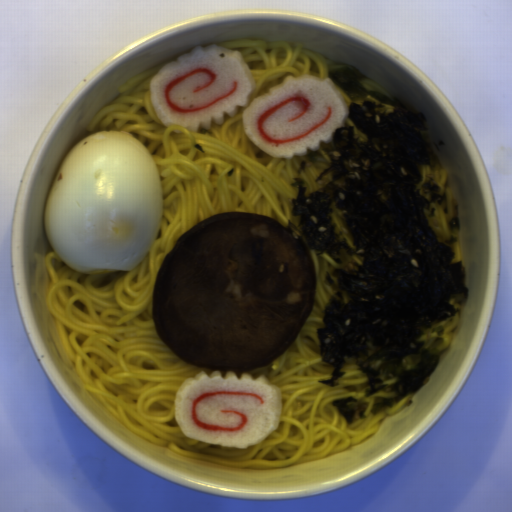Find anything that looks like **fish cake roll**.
<instances>
[{
	"label": "fish cake roll",
	"instance_id": "fish-cake-roll-1",
	"mask_svg": "<svg viewBox=\"0 0 512 512\" xmlns=\"http://www.w3.org/2000/svg\"><path fill=\"white\" fill-rule=\"evenodd\" d=\"M149 88L163 127L211 129L243 109V131L279 159L317 153L334 140L338 129L346 128L349 113L335 86L323 79L289 75L252 99L257 80L245 57L216 44L195 46L168 61L153 75Z\"/></svg>",
	"mask_w": 512,
	"mask_h": 512
},
{
	"label": "fish cake roll",
	"instance_id": "fish-cake-roll-2",
	"mask_svg": "<svg viewBox=\"0 0 512 512\" xmlns=\"http://www.w3.org/2000/svg\"><path fill=\"white\" fill-rule=\"evenodd\" d=\"M282 408L281 388L262 374L201 371L180 383L173 413L190 439L243 449L277 432Z\"/></svg>",
	"mask_w": 512,
	"mask_h": 512
}]
</instances>
